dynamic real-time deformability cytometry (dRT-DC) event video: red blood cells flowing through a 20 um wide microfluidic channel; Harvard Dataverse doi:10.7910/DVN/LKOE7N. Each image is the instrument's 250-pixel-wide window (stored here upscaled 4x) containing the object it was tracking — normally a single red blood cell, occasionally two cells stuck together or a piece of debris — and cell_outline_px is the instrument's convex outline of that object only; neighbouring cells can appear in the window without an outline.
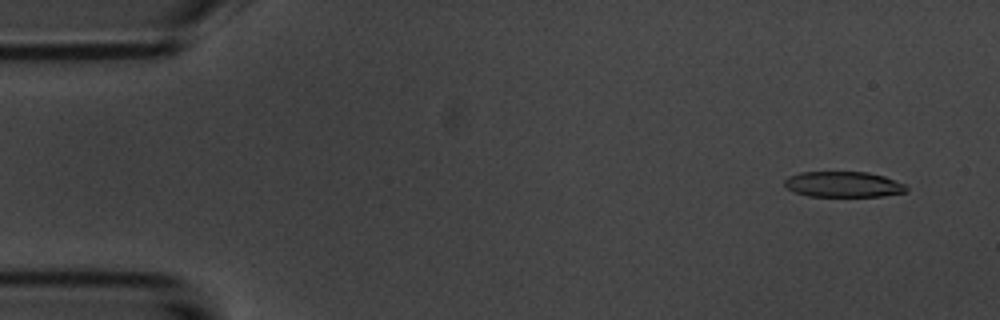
{"species": "common noctule bat (a hibernating species)", "species_latin": "Nyctalus noctula", "temperature_condition": "room temperature", "stored_images_in_passage": 6, "camera_frame_rate_fps": 3000, "um_per_image_px": 0.085, "animal": {"sex": "male", "body_mass_g": 20.1, "forearm_length_mm": 53.5}, "frame": {"image": 1, "passage_image": 2, "time_ms": 1.0, "image_size_px": [1000, 320], "cell_outline_px": [[908, 192], [884, 196], [808, 196], [796, 192], [788, 188], [784, 184], [784, 180], [788, 176], [800, 172], [868, 172], [884, 176], [904, 184], [908, 188]], "centroid_in_image_um": [71.7, 15.67], "position_along_channel_um": 13.3, "area_um2": 18.21}}
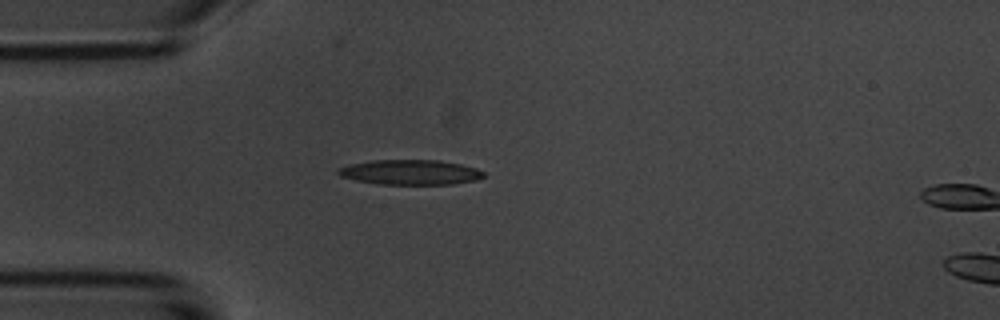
{"frame": {"image": 2, "passage_image": 5, "time_ms": 4.667, "image_size_px": [1000, 320], "cell_outline_px": [[484, 176], [476, 180], [452, 184], [380, 184], [356, 180], [340, 176], [336, 172], [336, 168], [348, 164], [372, 160], [440, 160], [460, 164], [476, 168], [484, 172]], "centroid_in_image_um": [34.84, 14.63], "position_along_channel_um": 50.2, "area_um2": 21.21}}